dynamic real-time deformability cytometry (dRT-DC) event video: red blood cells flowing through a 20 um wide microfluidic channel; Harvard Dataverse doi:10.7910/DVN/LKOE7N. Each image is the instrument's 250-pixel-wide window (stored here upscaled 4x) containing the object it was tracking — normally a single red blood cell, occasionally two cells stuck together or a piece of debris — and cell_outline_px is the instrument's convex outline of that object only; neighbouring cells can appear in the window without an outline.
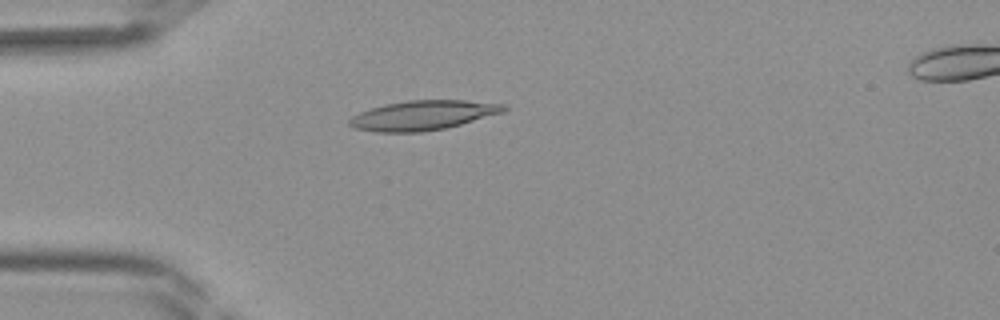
{"species": "Egyptian fruit bat (a non-hibernating species)", "species_latin": "Rousettus aegyptiacus", "temperature_condition": "room temperature", "stored_images_in_passage": 41, "camera_frame_rate_fps": 3000, "um_per_image_px": 0.085, "frame": {"image": 1, "passage_image": 11, "time_ms": 3.333, "image_size_px": [1000, 320], "cell_outline_px": [[508, 108], [504, 112], [460, 124], [444, 128], [424, 132], [376, 132], [352, 128], [348, 124], [348, 120], [352, 116], [360, 112], [384, 104], [408, 100], [464, 100], [508, 104]], "centroid_in_image_um": [35.95, 9.8], "position_along_channel_um": 49.1, "area_um2": 26.7}}
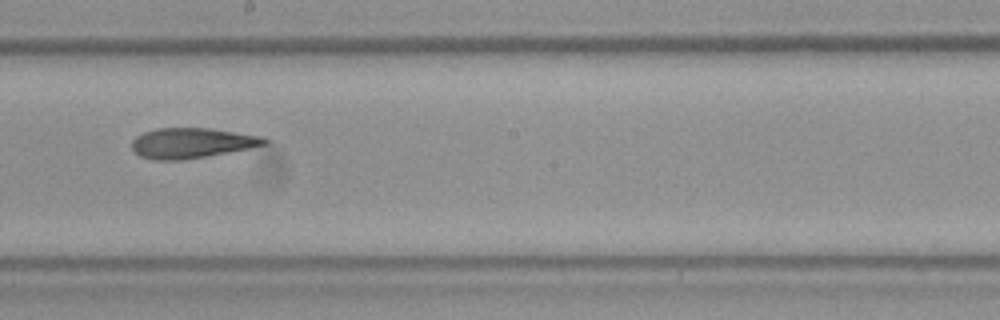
{"frame": {"image": 2, "passage_image": 23, "time_ms": 7.333, "image_size_px": [1000, 320], "cell_outline_px": [[272, 140], [268, 144], [228, 152], [184, 160], [152, 160], [140, 156], [132, 148], [132, 140], [136, 136], [144, 132], [156, 128], [212, 128], [260, 136]], "centroid_in_image_um": [16.3, 12.15], "position_along_channel_um": 231.9, "area_um2": 23.41}}
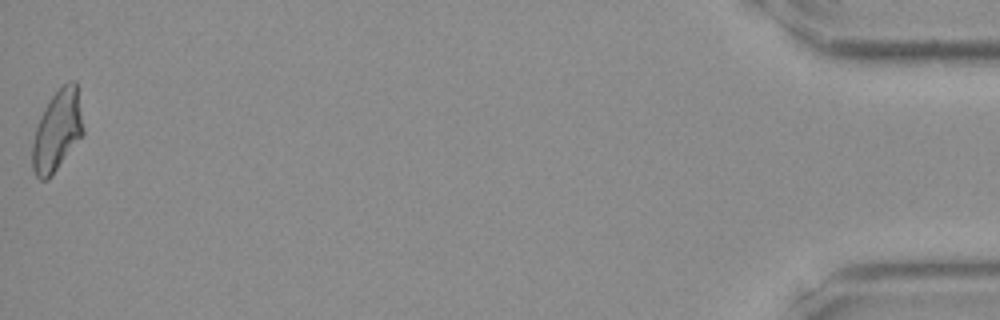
{"frame": {"image": 3, "passage_image": 41, "time_ms": 13.333, "image_size_px": [1000, 320], "cell_outline_px": [[84, 132], [52, 176], [48, 180], [40, 180], [36, 176], [32, 168], [32, 144], [36, 128], [40, 116], [44, 108], [52, 96], [68, 80], [76, 80], [84, 128]], "centroid_in_image_um": [4.86, 11.12], "position_along_channel_um": 430.3, "area_um2": 23.87}}